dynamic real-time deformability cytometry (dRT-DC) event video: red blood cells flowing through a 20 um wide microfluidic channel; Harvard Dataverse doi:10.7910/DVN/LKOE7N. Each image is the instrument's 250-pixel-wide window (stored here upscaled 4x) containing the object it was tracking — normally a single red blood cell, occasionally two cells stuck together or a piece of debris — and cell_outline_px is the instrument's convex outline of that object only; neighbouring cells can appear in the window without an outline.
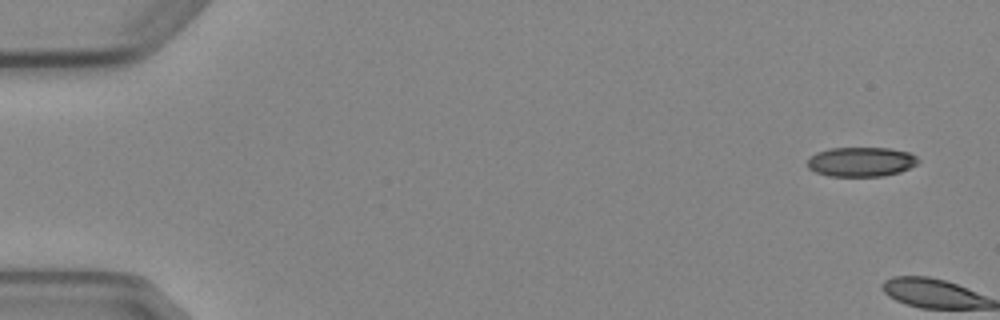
{"species": "Egyptian fruit bat (a non-hibernating species)", "species_latin": "Rousettus aegyptiacus", "temperature_condition": "cold", "stored_images_in_passage": 5, "camera_frame_rate_fps": 3000, "um_per_image_px": 0.085, "animal": {"sex": "female"}, "frame": {"image": 1, "passage_image": 1, "time_ms": 0.0, "image_size_px": [1000, 320], "cell_outline_px": [[920, 160], [916, 164], [900, 172], [884, 176], [828, 176], [816, 172], [808, 168], [808, 160], [816, 152], [828, 148], [888, 148], [908, 152], [916, 156]], "centroid_in_image_um": [73.19, 13.75], "position_along_channel_um": 11.8, "area_um2": 19.02}}
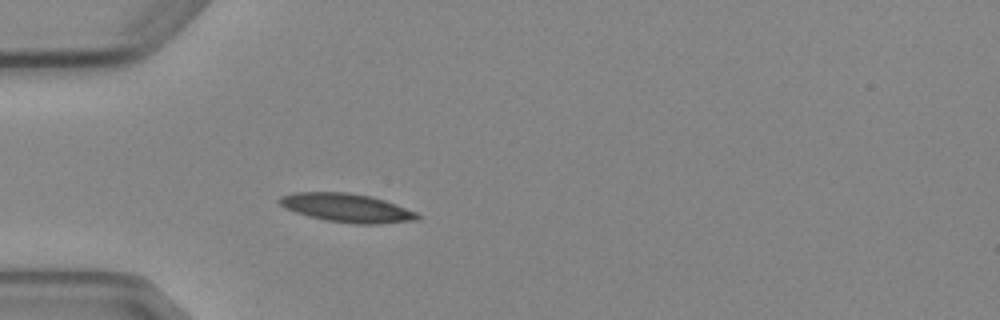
{"frame": {"image": 2, "passage_image": 5, "time_ms": 5.667, "image_size_px": [1000, 320], "cell_outline_px": [[420, 216], [416, 220], [380, 224], [356, 224], [324, 220], [308, 216], [284, 208], [276, 200], [280, 196], [292, 192], [348, 192], [372, 196], [396, 204], [416, 212]], "centroid_in_image_um": [29.44, 17.66], "position_along_channel_um": 55.6, "area_um2": 23.18}}